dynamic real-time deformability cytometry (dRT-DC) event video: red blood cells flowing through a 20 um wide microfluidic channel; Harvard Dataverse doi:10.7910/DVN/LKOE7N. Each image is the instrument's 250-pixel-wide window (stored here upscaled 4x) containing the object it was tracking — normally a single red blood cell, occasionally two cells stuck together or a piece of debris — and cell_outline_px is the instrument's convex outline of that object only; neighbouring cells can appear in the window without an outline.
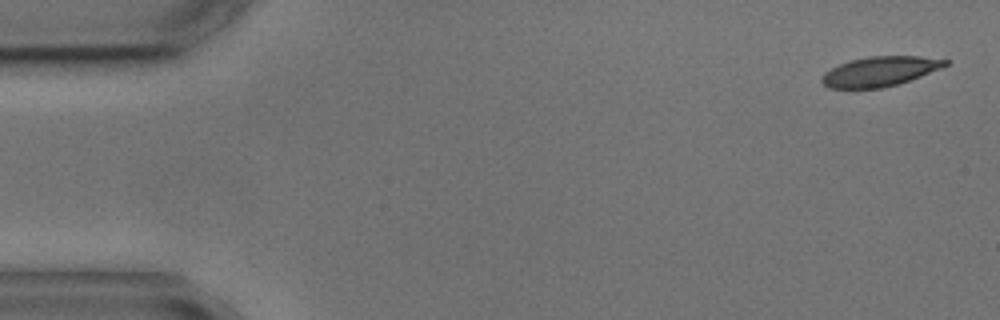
{"species": "common noctule bat (a hibernating species)", "species_latin": "Nyctalus noctula", "temperature_condition": "cold", "stored_images_in_passage": 4, "camera_frame_rate_fps": 3000, "um_per_image_px": 0.085, "animal": {"sex": "male", "body_mass_g": 17.9, "forearm_length_mm": 54.2}, "frame": {"image": 1, "passage_image": 1, "time_ms": 0.0, "image_size_px": [1000, 320], "cell_outline_px": [[948, 64], [940, 68], [920, 76], [884, 88], [828, 88], [820, 80], [832, 68], [840, 64], [852, 60], [868, 56], [920, 56], [948, 60]], "centroid_in_image_um": [74.8, 6.07], "position_along_channel_um": 10.2, "area_um2": 20.92}}
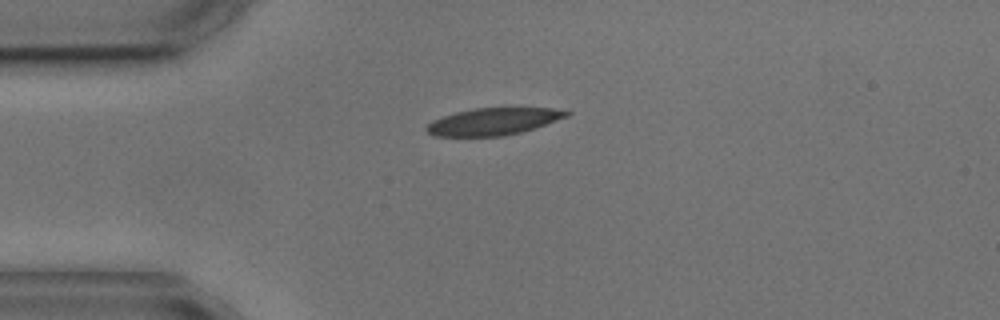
{"frame": {"image": 2, "passage_image": 4, "time_ms": 3.667, "image_size_px": [1000, 320], "cell_outline_px": [[572, 112], [568, 116], [520, 132], [504, 136], [436, 136], [428, 132], [424, 128], [432, 120], [456, 112], [472, 108], [552, 108]], "centroid_in_image_um": [41.9, 10.32], "position_along_channel_um": 43.1, "area_um2": 21.79}}